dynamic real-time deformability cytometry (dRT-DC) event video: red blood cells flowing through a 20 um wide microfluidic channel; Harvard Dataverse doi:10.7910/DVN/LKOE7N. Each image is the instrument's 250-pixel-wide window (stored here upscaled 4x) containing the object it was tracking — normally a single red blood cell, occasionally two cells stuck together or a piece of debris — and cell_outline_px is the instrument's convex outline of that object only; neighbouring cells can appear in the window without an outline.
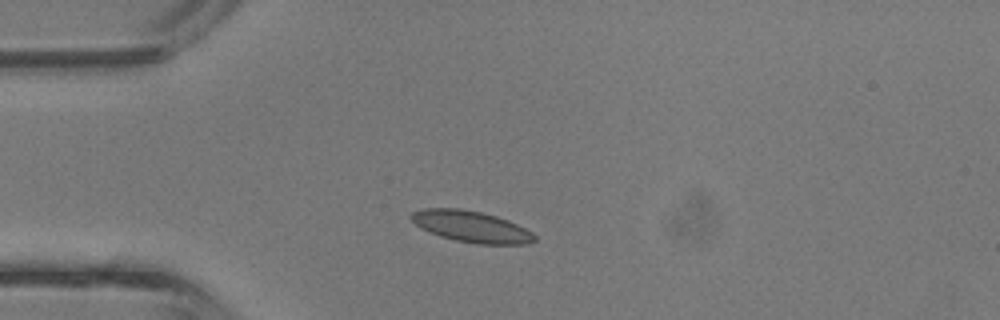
{"species": "common noctule bat (a hibernating species)", "species_latin": "Nyctalus noctula", "temperature_condition": "room temperature", "stored_images_in_passage": 1, "camera_frame_rate_fps": 3000, "um_per_image_px": 0.085, "animal": {"sex": "male", "body_mass_g": 13.3}, "frame": {"image": 1, "passage_image": 1, "time_ms": 0.0, "image_size_px": [1000, 320], "cell_outline_px": [[536, 240], [528, 244], [480, 244], [456, 240], [440, 236], [420, 228], [408, 216], [412, 212], [424, 208], [460, 208], [480, 212], [496, 216], [508, 220], [532, 232], [536, 236]], "centroid_in_image_um": [40.05, 19.25], "position_along_channel_um": 45.0, "area_um2": 22.43}}